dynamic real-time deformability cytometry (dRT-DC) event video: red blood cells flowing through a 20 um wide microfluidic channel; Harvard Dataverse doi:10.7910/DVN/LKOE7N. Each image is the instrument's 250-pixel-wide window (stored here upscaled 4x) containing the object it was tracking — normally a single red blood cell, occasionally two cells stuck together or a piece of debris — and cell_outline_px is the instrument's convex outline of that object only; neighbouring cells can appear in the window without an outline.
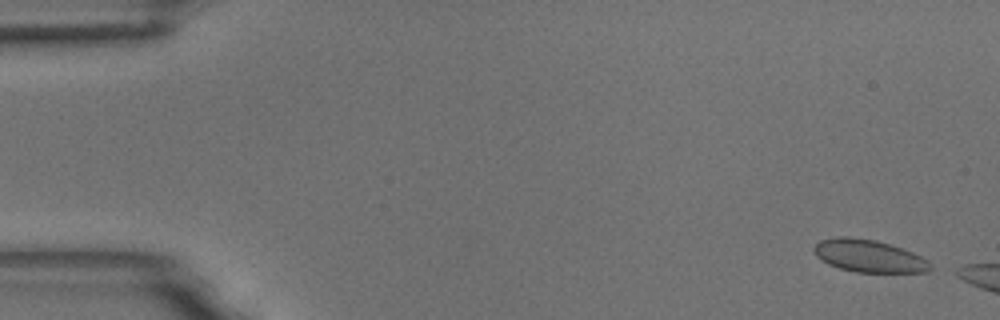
{"species": "common noctule bat (a hibernating species)", "species_latin": "Nyctalus noctula", "temperature_condition": "room temperature", "stored_images_in_passage": 5, "camera_frame_rate_fps": 3000, "um_per_image_px": 0.085, "animal": {"sex": "male", "body_mass_g": 18.8}, "frame": {"image": 1, "passage_image": 1, "time_ms": 0.0, "image_size_px": [1000, 320], "cell_outline_px": [[936, 268], [928, 272], [856, 272], [840, 268], [828, 264], [816, 256], [812, 248], [820, 240], [840, 236], [848, 236], [876, 240], [912, 252], [928, 260]], "centroid_in_image_um": [73.87, 21.76], "position_along_channel_um": 11.1, "area_um2": 22.08}}